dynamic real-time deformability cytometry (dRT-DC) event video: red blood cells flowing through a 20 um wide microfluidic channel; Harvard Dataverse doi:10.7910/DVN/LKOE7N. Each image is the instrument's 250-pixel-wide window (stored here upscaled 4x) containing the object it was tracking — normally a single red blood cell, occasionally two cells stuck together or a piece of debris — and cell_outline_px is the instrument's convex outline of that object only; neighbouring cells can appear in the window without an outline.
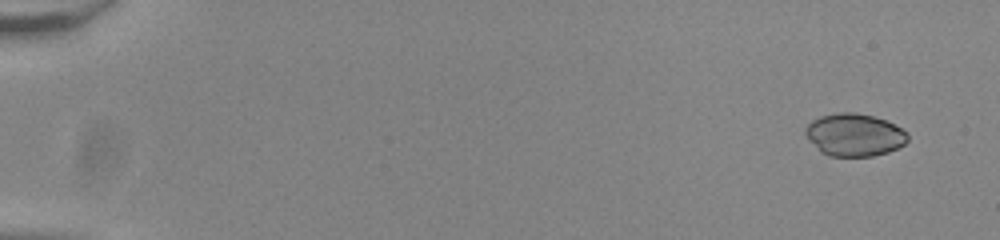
{"species": "common noctule bat (a hibernating species)", "species_latin": "Nyctalus noctula", "temperature_condition": "room temperature", "stored_images_in_passage": 52, "camera_frame_rate_fps": 3000, "um_per_image_px": 0.085, "animal": {"sex": "male", "body_mass_g": 20.0, "forearm_length_mm": 53.3}, "frame": {"image": 1, "passage_image": 1, "time_ms": 0.0, "image_size_px": [1000, 240], "cell_outline_px": [[908, 140], [904, 144], [888, 152], [872, 156], [828, 156], [820, 152], [808, 140], [804, 132], [804, 128], [812, 120], [820, 116], [840, 112], [856, 112], [872, 116], [884, 120], [908, 132]], "centroid_in_image_um": [72.58, 11.47], "position_along_channel_um": 12.4, "area_um2": 25.43}}
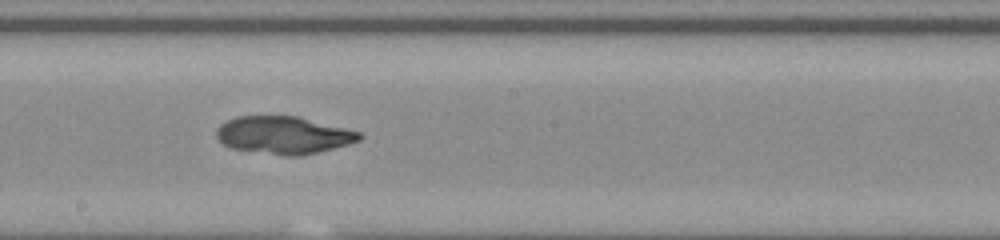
{"frame": {"image": 2, "passage_image": 30, "time_ms": 9.667, "image_size_px": [1000, 240], "cell_outline_px": [[364, 136], [360, 140], [348, 144], [300, 156], [284, 156], [228, 148], [216, 136], [216, 128], [224, 120], [236, 116], [300, 116], [360, 132]], "centroid_in_image_um": [24.07, 11.48], "position_along_channel_um": 224.1, "area_um2": 31.5}}
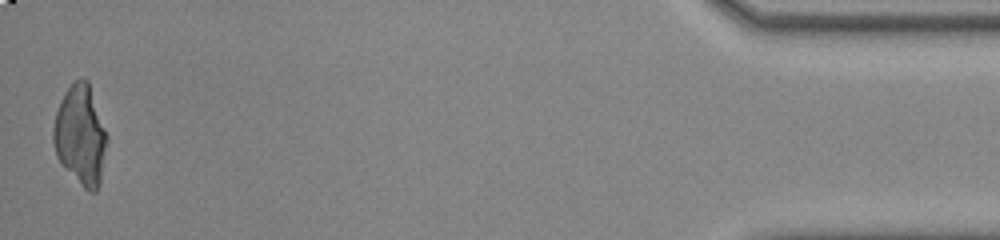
{"frame": {"image": 3, "passage_image": 52, "time_ms": 17.0, "image_size_px": [1000, 240], "cell_outline_px": [[108, 140], [100, 184], [96, 192], [88, 192], [60, 164], [56, 156], [52, 140], [52, 128], [56, 112], [60, 100], [64, 92], [72, 80], [88, 80], [108, 136]], "centroid_in_image_um": [6.83, 11.51], "position_along_channel_um": 428.4, "area_um2": 31.67}}